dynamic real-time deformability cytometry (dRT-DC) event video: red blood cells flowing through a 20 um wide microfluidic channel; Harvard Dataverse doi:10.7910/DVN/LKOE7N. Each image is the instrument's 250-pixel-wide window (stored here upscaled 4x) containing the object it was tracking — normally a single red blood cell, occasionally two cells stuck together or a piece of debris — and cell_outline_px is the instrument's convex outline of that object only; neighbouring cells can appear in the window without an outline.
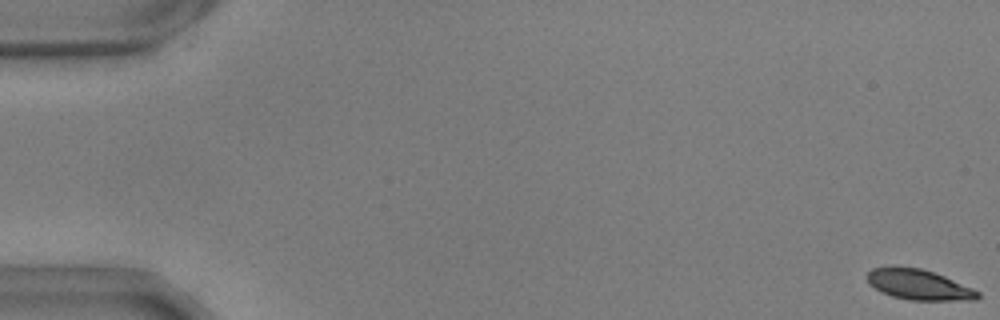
{"species": "common noctule bat (a hibernating species)", "species_latin": "Nyctalus noctula", "temperature_condition": "warm", "stored_images_in_passage": 17, "camera_frame_rate_fps": 3000, "um_per_image_px": 0.085, "animal": {"sex": "male", "body_mass_g": 17.9, "forearm_length_mm": 54.2}, "frame": {"image": 1, "passage_image": 1, "time_ms": 0.0, "image_size_px": [1000, 320], "cell_outline_px": [[980, 296], [976, 300], [908, 300], [892, 296], [880, 292], [868, 284], [868, 272], [872, 268], [920, 268], [944, 276], [972, 288], [980, 292]], "centroid_in_image_um": [78.11, 24.23], "position_along_channel_um": 6.9, "area_um2": 19.19}}
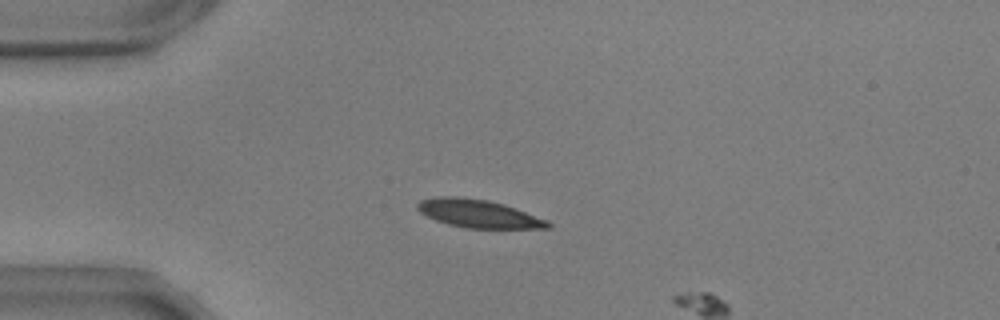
{"frame": {"image": 2, "passage_image": 15, "time_ms": 4.667, "image_size_px": [1000, 320], "cell_outline_px": [[552, 228], [468, 228], [448, 224], [436, 220], [420, 212], [416, 208], [416, 204], [420, 200], [436, 196], [456, 196], [488, 200], [504, 204], [548, 220], [552, 224]], "centroid_in_image_um": [40.67, 18.15], "position_along_channel_um": 44.3, "area_um2": 21.33}}